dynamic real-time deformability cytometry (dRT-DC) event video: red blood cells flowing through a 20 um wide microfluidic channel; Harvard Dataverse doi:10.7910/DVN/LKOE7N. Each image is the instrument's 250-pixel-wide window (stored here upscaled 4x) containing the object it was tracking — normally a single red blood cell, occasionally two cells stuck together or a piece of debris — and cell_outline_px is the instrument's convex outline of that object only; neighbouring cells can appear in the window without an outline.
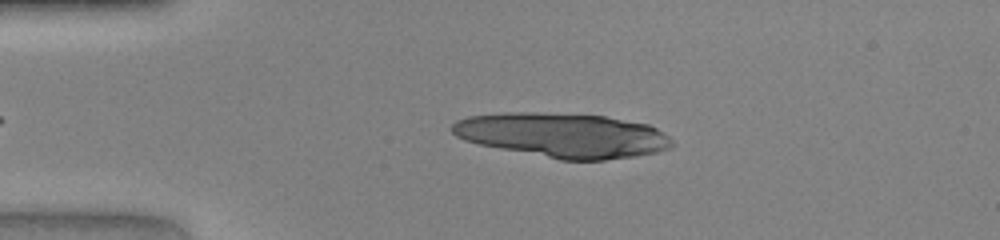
{"species": "human", "species_latin": "Homo sapiens", "temperature_condition": "warm", "stored_images_in_passage": 17, "camera_frame_rate_fps": 3000, "um_per_image_px": 0.085, "donor": {"sex": "female"}, "frame": {"image": 1, "passage_image": 10, "time_ms": 3.0, "image_size_px": [1000, 240], "cell_outline_px": [[672, 144], [668, 148], [656, 152], [636, 156], [604, 160], [560, 160], [480, 144], [464, 140], [456, 136], [448, 128], [456, 120], [468, 116], [500, 112], [536, 112], [604, 116], [648, 124], [656, 128], [668, 136], [672, 140]], "centroid_in_image_um": [47.79, 11.49], "position_along_channel_um": 37.2, "area_um2": 56.99}}